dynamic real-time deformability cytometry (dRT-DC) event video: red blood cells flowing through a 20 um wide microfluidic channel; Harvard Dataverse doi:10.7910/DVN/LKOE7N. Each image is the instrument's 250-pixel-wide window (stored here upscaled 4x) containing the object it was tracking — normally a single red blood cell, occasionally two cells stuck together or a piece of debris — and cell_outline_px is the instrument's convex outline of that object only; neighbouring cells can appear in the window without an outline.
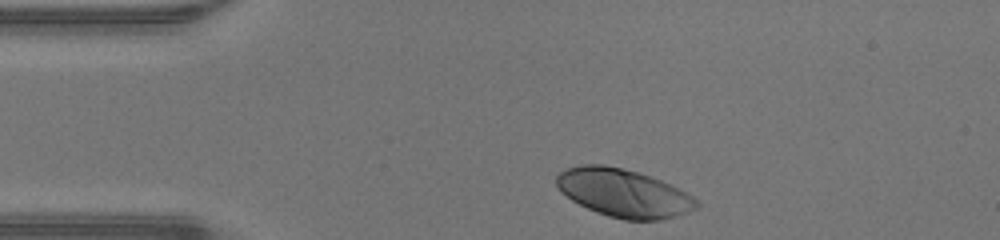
{"species": "human", "species_latin": "Homo sapiens", "temperature_condition": "warm", "stored_images_in_passage": 30, "camera_frame_rate_fps": 3000, "um_per_image_px": 0.085, "donor": {"sex": "male"}, "frame": {"image": 1, "passage_image": 1, "time_ms": 0.0, "image_size_px": [1000, 240], "cell_outline_px": [[700, 204], [696, 208], [676, 216], [660, 220], [624, 220], [608, 216], [596, 212], [572, 200], [560, 192], [556, 184], [556, 176], [560, 172], [568, 168], [580, 164], [604, 164], [636, 172], [660, 180], [692, 196]], "centroid_in_image_um": [52.96, 16.41], "position_along_channel_um": 32.0, "area_um2": 38.84}}
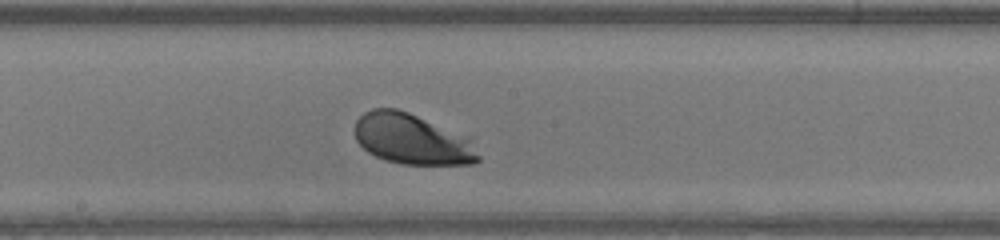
{"frame": {"image": 2, "passage_image": 17, "time_ms": 5.333, "image_size_px": [1000, 240], "cell_outline_px": [[480, 160], [472, 164], [400, 164], [384, 160], [368, 152], [356, 140], [356, 120], [364, 112], [372, 108], [396, 108], [408, 112], [472, 136], [480, 156]], "centroid_in_image_um": [35.1, 11.82], "position_along_channel_um": 213.1, "area_um2": 36.99}}
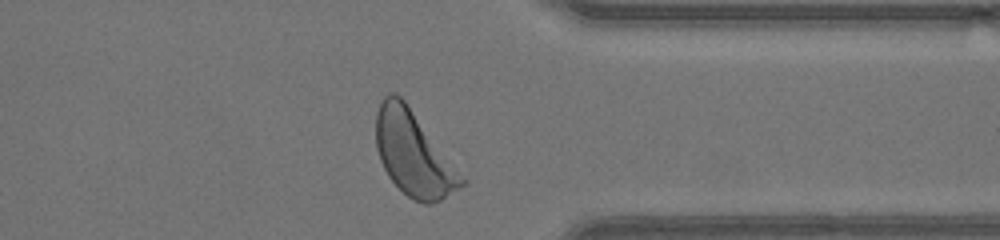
{"frame": {"image": 3, "passage_image": 29, "time_ms": 9.333, "image_size_px": [1000, 240], "cell_outline_px": [[468, 184], [440, 200], [432, 204], [424, 204], [412, 200], [388, 176], [380, 160], [376, 148], [376, 112], [384, 96], [388, 92], [396, 92], [404, 100], [468, 180]], "centroid_in_image_um": [35.18, 13.08], "position_along_channel_um": 376.2, "area_um2": 42.25}, "authors_computed_cell_mechanics": {"area_um2": 37.57, "velocity_mm_per_s": 4.2699, "shape_relaxation_time_tau1_ms": 0.7295, "shape_relaxation_time_tau2_ms": null, "deformation_change_tau1": 0.1131, "deformation_change_tau2": null}}